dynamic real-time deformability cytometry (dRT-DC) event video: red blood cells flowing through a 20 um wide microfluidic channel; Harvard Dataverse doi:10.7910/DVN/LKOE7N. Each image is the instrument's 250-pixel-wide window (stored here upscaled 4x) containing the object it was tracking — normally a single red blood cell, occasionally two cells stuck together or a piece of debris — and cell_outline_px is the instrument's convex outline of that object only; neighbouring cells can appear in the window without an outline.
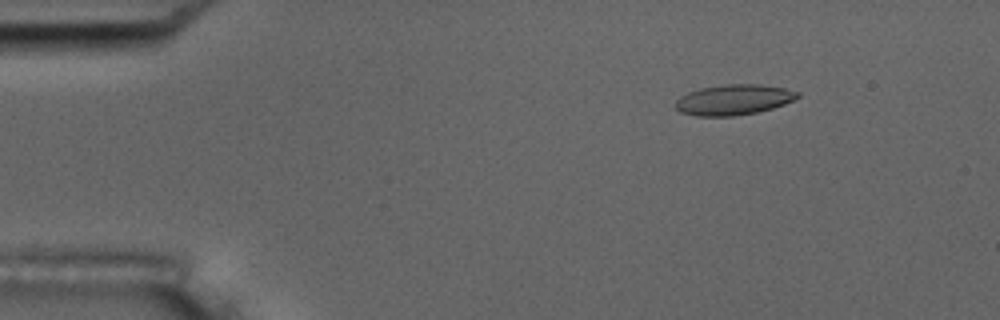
{"species": "common noctule bat (a hibernating species)", "species_latin": "Nyctalus noctula", "temperature_condition": "room temperature", "stored_images_in_passage": 55, "camera_frame_rate_fps": 3000, "um_per_image_px": 0.085, "animal": {"sex": "male", "body_mass_g": 17.5, "forearm_length_mm": 52.3}, "frame": {"image": 1, "passage_image": 8, "time_ms": 2.333, "image_size_px": [1000, 320], "cell_outline_px": [[800, 96], [784, 104], [772, 108], [756, 112], [732, 116], [696, 116], [680, 112], [676, 108], [676, 100], [680, 96], [688, 92], [700, 88], [724, 84], [760, 84], [784, 88], [800, 92]], "centroid_in_image_um": [62.35, 8.47], "position_along_channel_um": 22.7, "area_um2": 21.62}}
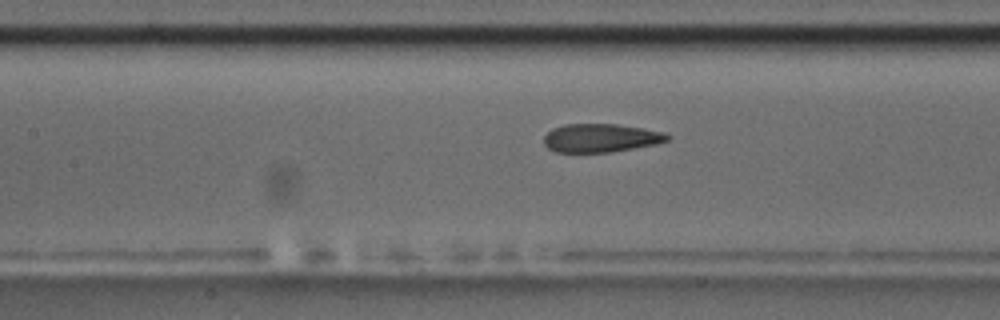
{"frame": {"image": 2, "passage_image": 25, "time_ms": 8.0, "image_size_px": [1000, 320], "cell_outline_px": [[672, 136], [668, 140], [656, 144], [612, 152], [556, 152], [548, 148], [544, 144], [544, 136], [552, 128], [564, 124], [616, 124], [644, 128], [664, 132]], "centroid_in_image_um": [51.07, 11.72], "position_along_channel_um": 156.3, "area_um2": 20.58}}
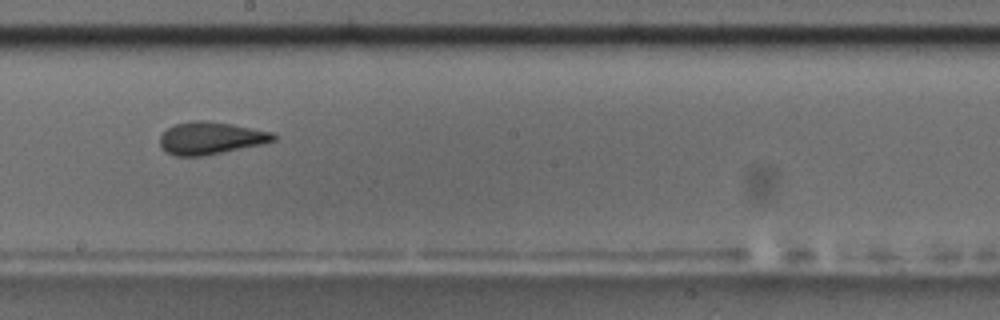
{"frame": {"image": 3, "passage_image": 31, "time_ms": 10.0, "image_size_px": [1000, 320], "cell_outline_px": [[276, 140], [260, 144], [204, 156], [176, 156], [160, 148], [160, 136], [168, 128], [176, 124], [192, 120], [208, 120], [232, 124], [272, 132], [276, 136]], "centroid_in_image_um": [17.88, 11.73], "position_along_channel_um": 230.3, "area_um2": 21.33}, "authors_computed_cell_mechanics": {"area_um2": 21.3282, "velocity_mm_per_s": 3.7165, "shape_relaxation_time_tau1_ms": 9.1977, "shape_relaxation_time_tau2_ms": 1.9095, "deformation_change_tau1": 0.2123, "deformation_change_tau2": 0.0828}}